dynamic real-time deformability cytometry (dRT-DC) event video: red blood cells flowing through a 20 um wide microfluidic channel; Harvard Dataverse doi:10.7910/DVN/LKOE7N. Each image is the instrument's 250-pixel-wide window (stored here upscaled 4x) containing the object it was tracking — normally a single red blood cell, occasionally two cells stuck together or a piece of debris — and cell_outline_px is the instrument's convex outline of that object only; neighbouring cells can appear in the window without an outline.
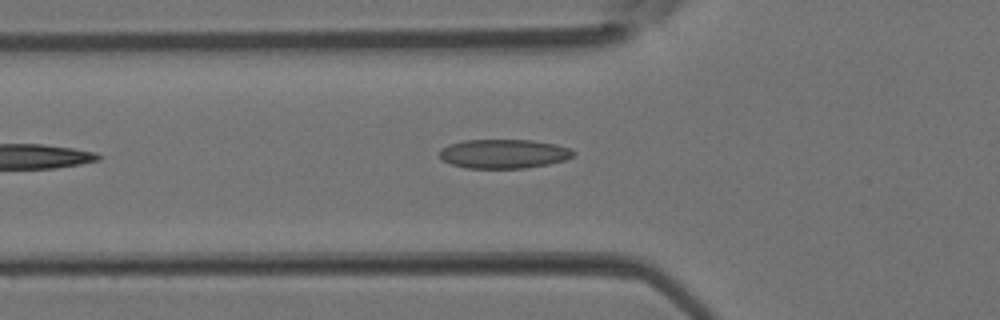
{"species": "Egyptian fruit bat (a non-hibernating species)", "species_latin": "Rousettus aegyptiacus", "temperature_condition": "room temperature", "stored_images_in_passage": 4, "camera_frame_rate_fps": 3000, "um_per_image_px": 0.085, "animal": {"sex": "female"}, "frame": {"image": 1, "passage_image": 4, "time_ms": 1.0, "image_size_px": [1000, 320], "cell_outline_px": [[576, 152], [572, 156], [564, 160], [548, 164], [524, 168], [464, 168], [452, 164], [444, 160], [440, 156], [440, 148], [448, 144], [464, 140], [532, 140], [556, 144], [568, 148]], "centroid_in_image_um": [42.8, 13.07], "position_along_channel_um": 83.0, "area_um2": 22.66}}